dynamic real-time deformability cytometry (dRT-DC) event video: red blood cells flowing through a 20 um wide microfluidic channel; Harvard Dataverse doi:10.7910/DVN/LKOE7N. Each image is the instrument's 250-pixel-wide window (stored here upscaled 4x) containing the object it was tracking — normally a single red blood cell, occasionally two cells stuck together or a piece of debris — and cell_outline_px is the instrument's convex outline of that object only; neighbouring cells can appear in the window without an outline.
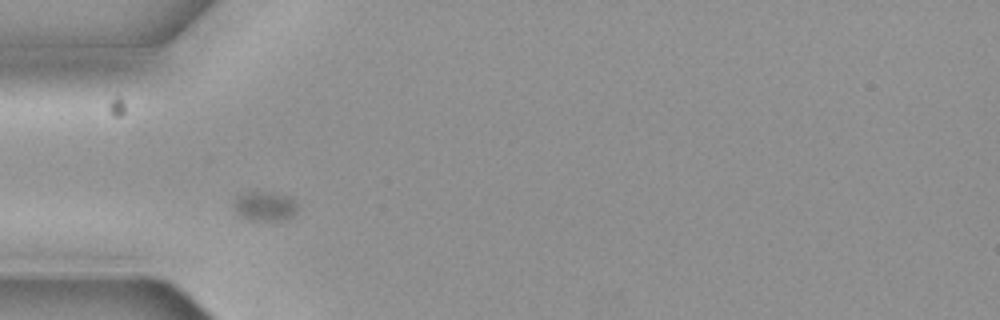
{"species": "common noctule bat (a hibernating species)", "species_latin": "Nyctalus noctula", "temperature_condition": "cold", "stored_images_in_passage": 2, "camera_frame_rate_fps": 3000, "um_per_image_px": 0.085, "animal": {"sex": "female", "body_mass_g": 19.3, "forearm_length_mm": 54.1}, "frame": {"image": 1, "passage_image": 1, "time_ms": 0.0, "image_size_px": [1000, 320], "cell_outline_px": [[300, 204], [296, 212], [292, 216], [284, 220], [248, 220], [240, 216], [232, 208], [232, 204], [236, 196], [248, 192], [272, 192], [292, 196]], "centroid_in_image_um": [22.54, 17.51], "position_along_channel_um": 62.5, "area_um2": 11.39}}
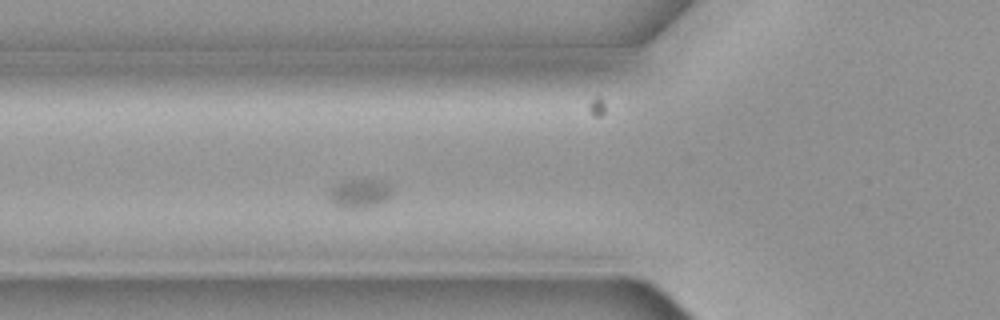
{"frame": {"image": 2, "passage_image": 2, "time_ms": 0.333, "image_size_px": [1000, 320], "cell_outline_px": [[392, 192], [384, 200], [368, 208], [340, 208], [332, 204], [328, 192], [332, 188], [348, 180], [376, 180], [392, 188]], "centroid_in_image_um": [30.52, 16.48], "position_along_channel_um": 95.3, "area_um2": 10.17}}